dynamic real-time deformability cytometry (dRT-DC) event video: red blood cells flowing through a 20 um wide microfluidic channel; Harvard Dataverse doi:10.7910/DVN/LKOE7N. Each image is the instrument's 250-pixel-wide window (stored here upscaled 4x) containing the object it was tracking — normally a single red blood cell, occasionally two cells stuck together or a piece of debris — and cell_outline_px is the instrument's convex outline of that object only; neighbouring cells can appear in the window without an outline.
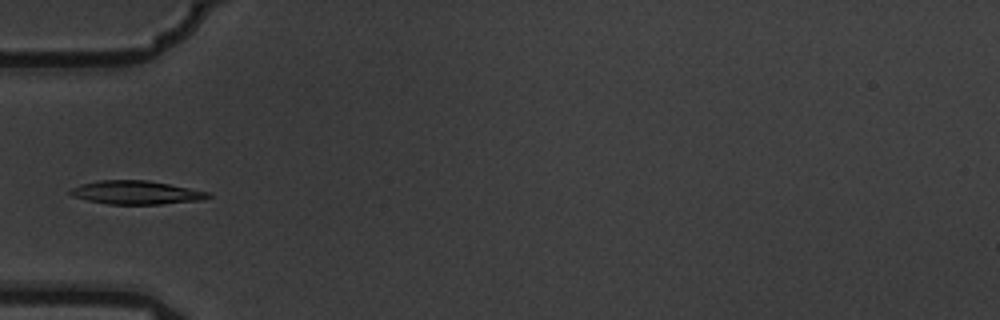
{"species": "common noctule bat (a hibernating species)", "species_latin": "Nyctalus noctula", "temperature_condition": "warm", "stored_images_in_passage": 5, "camera_frame_rate_fps": 3000, "um_per_image_px": 0.085, "animal": {"sex": "male", "body_mass_g": 19.5, "forearm_length_mm": 54.6}, "frame": {"image": 1, "passage_image": 5, "time_ms": 1.333, "image_size_px": [1000, 320], "cell_outline_px": [[212, 196], [204, 200], [160, 204], [108, 204], [88, 200], [72, 196], [68, 192], [72, 188], [80, 184], [96, 180], [148, 180], [208, 192]], "centroid_in_image_um": [11.55, 16.36], "position_along_channel_um": 73.4, "area_um2": 18.84}}